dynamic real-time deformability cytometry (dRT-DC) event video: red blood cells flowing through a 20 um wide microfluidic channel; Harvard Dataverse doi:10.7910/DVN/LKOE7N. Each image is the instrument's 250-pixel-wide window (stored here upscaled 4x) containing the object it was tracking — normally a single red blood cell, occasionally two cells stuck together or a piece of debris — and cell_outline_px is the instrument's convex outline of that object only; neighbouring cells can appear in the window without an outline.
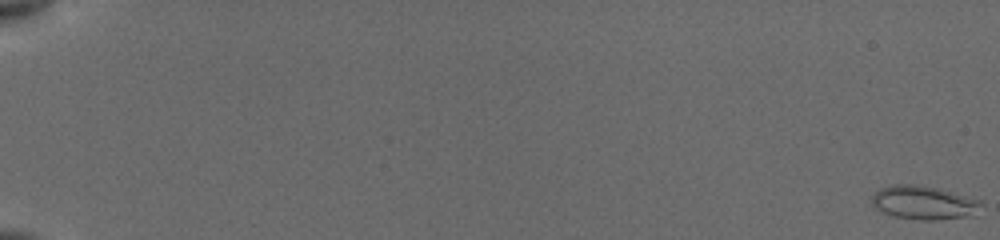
{"species": "common noctule bat (a hibernating species)", "species_latin": "Nyctalus noctula", "temperature_condition": "cold", "stored_images_in_passage": 9, "camera_frame_rate_fps": 3000, "um_per_image_px": 0.085, "animal": {"sex": "female", "body_mass_g": 19.5, "forearm_length_mm": 54.1}, "frame": {"image": 1, "passage_image": 1, "time_ms": 0.0, "image_size_px": [1000, 240], "cell_outline_px": [[980, 204], [972, 216], [932, 220], [920, 220], [896, 216], [880, 212], [872, 204], [872, 196], [880, 188], [892, 184], [912, 184], [936, 188], [980, 200]], "centroid_in_image_um": [78.45, 17.22], "position_along_channel_um": 6.5, "area_um2": 21.04}}
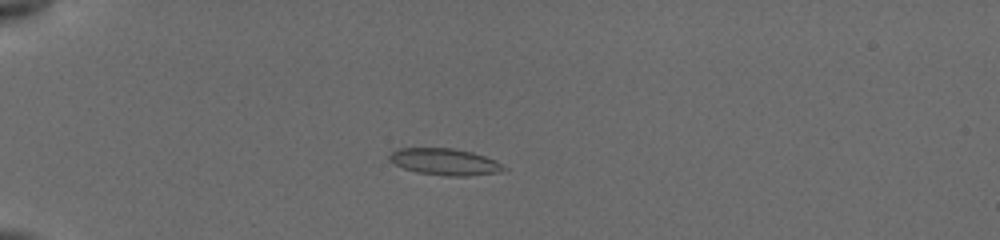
{"frame": {"image": 2, "passage_image": 7, "time_ms": 5.667, "image_size_px": [1000, 240], "cell_outline_px": [[508, 168], [500, 172], [468, 176], [444, 176], [416, 172], [404, 168], [388, 160], [388, 156], [392, 152], [400, 148], [452, 148], [472, 152], [496, 160]], "centroid_in_image_um": [37.83, 13.76], "position_along_channel_um": 47.2, "area_um2": 17.8}}
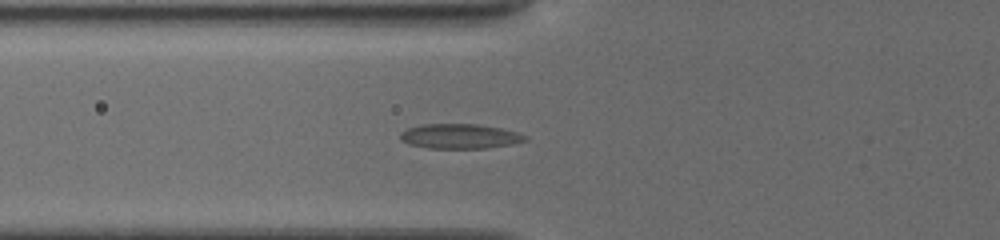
{"frame": {"image": 3, "passage_image": 9, "time_ms": 7.667, "image_size_px": [1000, 240], "cell_outline_px": [[528, 140], [512, 144], [488, 148], [428, 148], [408, 144], [400, 140], [400, 132], [408, 128], [424, 124], [476, 124], [500, 128], [516, 132], [528, 136]], "centroid_in_image_um": [39.08, 11.59], "position_along_channel_um": 86.7, "area_um2": 18.03}}